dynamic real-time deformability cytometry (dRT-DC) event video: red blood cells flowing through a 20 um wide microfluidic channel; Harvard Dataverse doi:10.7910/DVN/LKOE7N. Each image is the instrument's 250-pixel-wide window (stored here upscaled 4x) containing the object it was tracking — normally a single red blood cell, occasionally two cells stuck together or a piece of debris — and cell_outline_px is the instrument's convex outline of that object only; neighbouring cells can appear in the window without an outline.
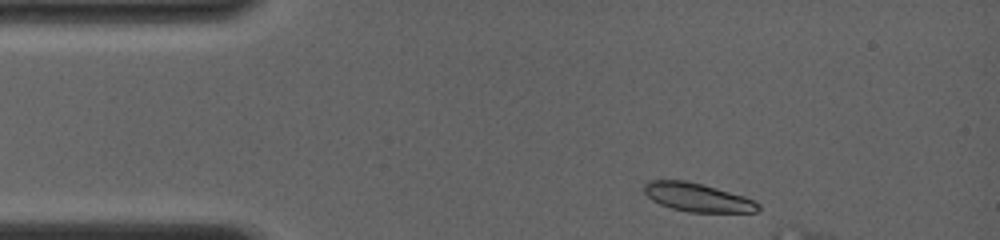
{"species": "common noctule bat (a hibernating species)", "species_latin": "Nyctalus noctula", "temperature_condition": "room temperature", "stored_images_in_passage": 3, "camera_frame_rate_fps": 4000, "um_per_image_px": 0.085, "animal": {"sex": "female", "body_mass_g": 19.0, "forearm_length_mm": 56.7}, "frame": {"image": 1, "passage_image": 1, "time_ms": 0.0, "image_size_px": [1000, 240], "cell_outline_px": [[760, 208], [756, 212], [688, 212], [672, 208], [660, 204], [652, 200], [644, 192], [644, 184], [648, 180], [684, 180], [700, 184], [744, 196], [760, 204]], "centroid_in_image_um": [59.26, 16.78], "position_along_channel_um": 25.7, "area_um2": 18.73}}